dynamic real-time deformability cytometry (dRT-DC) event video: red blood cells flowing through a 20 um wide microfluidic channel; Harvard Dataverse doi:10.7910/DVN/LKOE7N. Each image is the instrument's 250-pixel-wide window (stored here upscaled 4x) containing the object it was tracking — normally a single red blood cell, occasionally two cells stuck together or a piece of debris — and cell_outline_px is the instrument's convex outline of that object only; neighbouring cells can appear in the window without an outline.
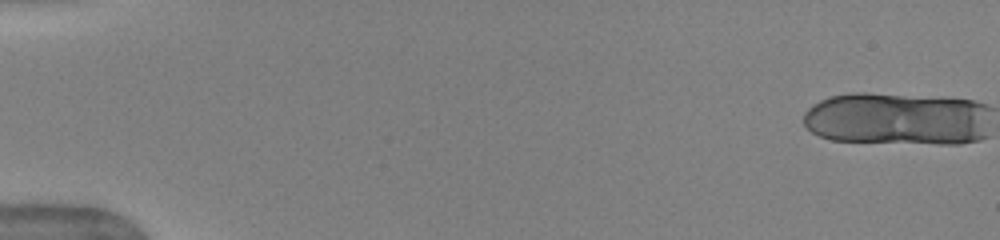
{"species": "human", "species_latin": "Homo sapiens", "temperature_condition": "warm", "stored_images_in_passage": 16, "camera_frame_rate_fps": 3000, "um_per_image_px": 0.085, "donor": {"sex": "female"}, "frame": {"image": 1, "passage_image": 1, "time_ms": 0.0, "image_size_px": [1000, 240], "cell_outline_px": [[976, 104], [972, 140], [836, 140], [824, 136], [816, 132], [812, 128], [808, 116], [808, 112], [816, 104], [824, 100], [836, 96], [888, 96], [968, 100]], "centroid_in_image_um": [75.93, 10.07], "position_along_channel_um": 9.1, "area_um2": 48.84}}